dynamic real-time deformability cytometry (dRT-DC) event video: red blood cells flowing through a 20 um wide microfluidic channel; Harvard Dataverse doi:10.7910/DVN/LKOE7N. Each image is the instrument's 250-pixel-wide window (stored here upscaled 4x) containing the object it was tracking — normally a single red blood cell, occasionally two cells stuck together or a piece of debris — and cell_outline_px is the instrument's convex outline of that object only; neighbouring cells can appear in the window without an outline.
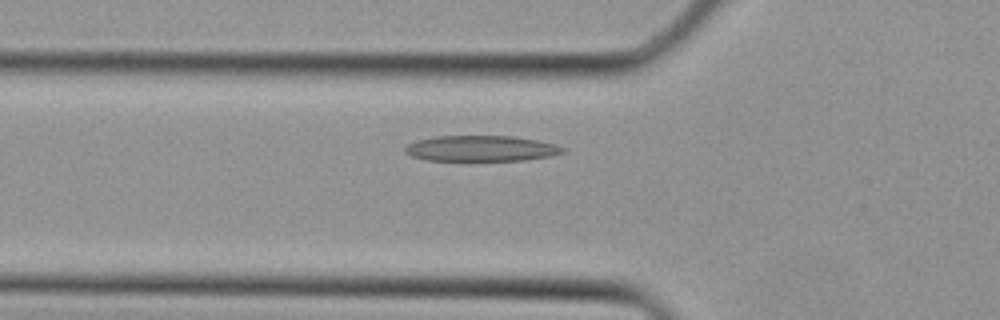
{"species": "Egyptian fruit bat (a non-hibernating species)", "species_latin": "Rousettus aegyptiacus", "temperature_condition": "cold", "stored_images_in_passage": 28, "camera_frame_rate_fps": 3000, "um_per_image_px": 0.085, "animal": {"sex": "female"}, "frame": {"image": 1, "passage_image": 4, "time_ms": 1.0, "image_size_px": [1000, 320], "cell_outline_px": [[564, 152], [548, 156], [524, 160], [428, 160], [412, 156], [404, 152], [404, 148], [408, 144], [416, 140], [436, 136], [512, 136], [540, 140], [556, 144], [564, 148]], "centroid_in_image_um": [40.88, 12.61], "position_along_channel_um": 84.9, "area_um2": 23.52}}
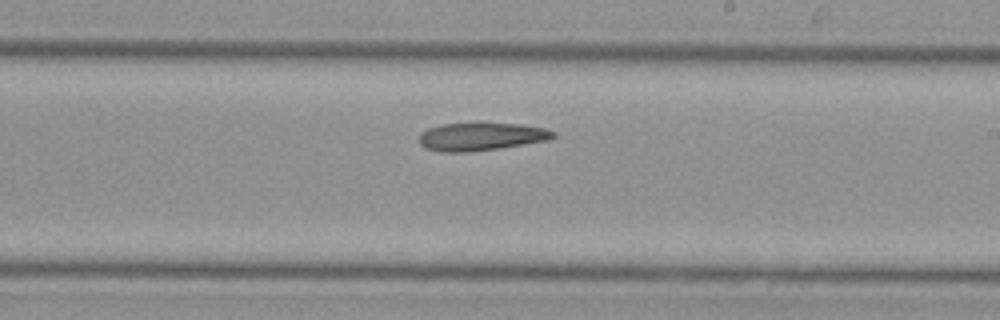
{"frame": {"image": 2, "passage_image": 13, "time_ms": 4.0, "image_size_px": [1000, 320], "cell_outline_px": [[556, 136], [548, 140], [496, 148], [468, 152], [440, 152], [424, 148], [420, 144], [420, 132], [428, 128], [440, 124], [520, 124], [544, 128], [556, 132]], "centroid_in_image_um": [40.85, 11.62], "position_along_channel_um": 248.1, "area_um2": 21.5}}
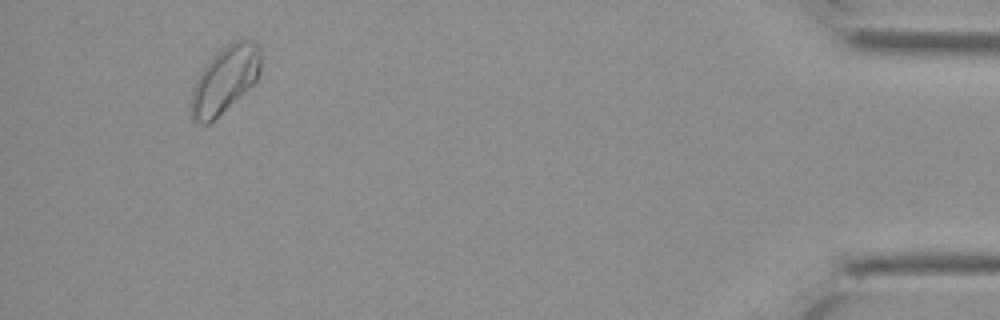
{"frame": {"image": 3, "passage_image": 26, "time_ms": 8.333, "image_size_px": [1000, 320], "cell_outline_px": [[260, 72], [256, 80], [248, 88], [208, 124], [200, 124], [192, 120], [192, 88], [200, 72], [228, 44], [240, 36], [256, 40], [260, 48]], "centroid_in_image_um": [19.15, 6.72], "position_along_channel_um": 416.0, "area_um2": 26.41}}